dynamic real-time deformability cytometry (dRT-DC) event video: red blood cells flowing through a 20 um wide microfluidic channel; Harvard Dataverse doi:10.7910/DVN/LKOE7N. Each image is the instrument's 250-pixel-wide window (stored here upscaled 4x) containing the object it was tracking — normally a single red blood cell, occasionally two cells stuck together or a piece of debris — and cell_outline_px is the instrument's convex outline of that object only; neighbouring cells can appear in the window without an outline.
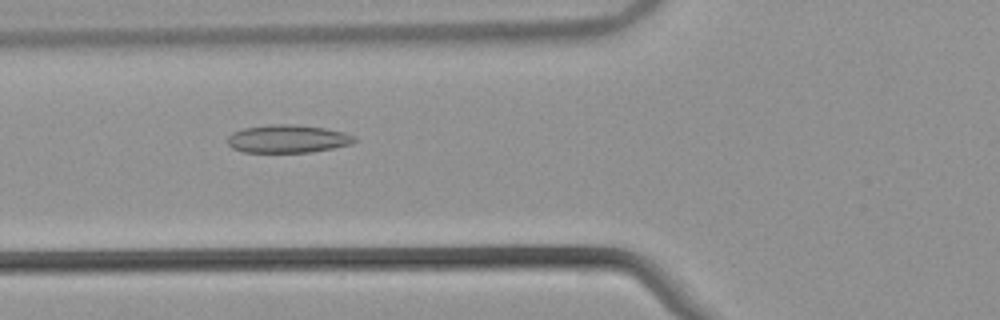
{"species": "common noctule bat (a hibernating species)", "species_latin": "Nyctalus noctula", "temperature_condition": "warm", "stored_images_in_passage": 46, "camera_frame_rate_fps": 3000, "um_per_image_px": 0.085, "animal": {"sex": "male", "body_mass_g": 21.5, "forearm_length_mm": 52.0}, "frame": {"image": 1, "passage_image": 14, "time_ms": 4.333, "image_size_px": [1000, 320], "cell_outline_px": [[356, 140], [352, 144], [312, 152], [244, 152], [232, 148], [228, 144], [228, 136], [232, 132], [244, 128], [272, 124], [296, 124], [324, 128], [344, 132], [356, 136]], "centroid_in_image_um": [24.47, 11.8], "position_along_channel_um": 101.3, "area_um2": 20.75}}
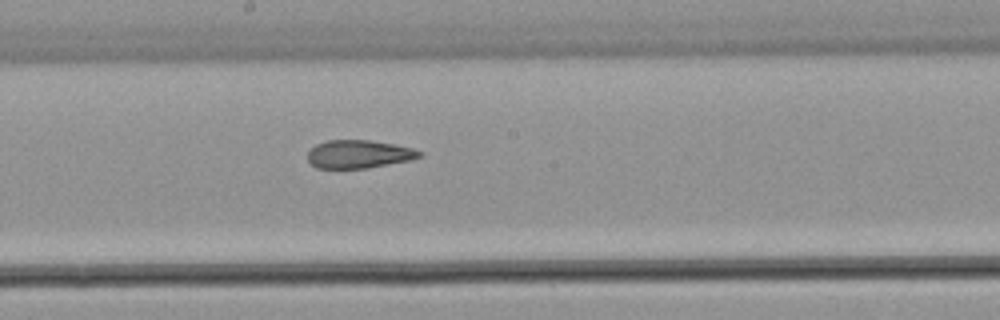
{"frame": {"image": 2, "passage_image": 23, "time_ms": 7.333, "image_size_px": [1000, 320], "cell_outline_px": [[424, 152], [420, 156], [412, 160], [368, 168], [316, 168], [308, 160], [308, 152], [316, 144], [328, 140], [368, 140], [392, 144], [412, 148]], "centroid_in_image_um": [30.51, 13.11], "position_along_channel_um": 217.7, "area_um2": 18.26}}
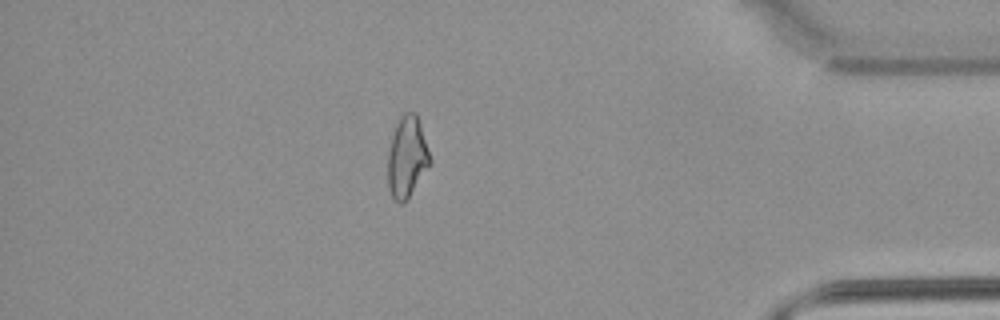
{"frame": {"image": 3, "passage_image": 40, "time_ms": 13.0, "image_size_px": [1000, 320], "cell_outline_px": [[432, 160], [404, 204], [400, 204], [392, 196], [388, 188], [388, 152], [392, 136], [396, 124], [400, 116], [404, 112], [416, 112]], "centroid_in_image_um": [34.58, 13.34], "position_along_channel_um": 400.6, "area_um2": 19.71}, "authors_computed_cell_mechanics": {"area_um2": 19.9121, "velocity_mm_per_s": 3.8789, "shape_relaxation_time_tau1_ms": null, "shape_relaxation_time_tau2_ms": 2.701, "deformation_change_tau1": null, "deformation_change_tau2": 0.1085}}